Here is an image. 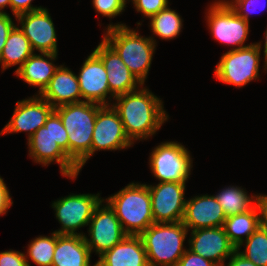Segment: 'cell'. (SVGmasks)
Listing matches in <instances>:
<instances>
[{
  "instance_id": "obj_41",
  "label": "cell",
  "mask_w": 267,
  "mask_h": 266,
  "mask_svg": "<svg viewBox=\"0 0 267 266\" xmlns=\"http://www.w3.org/2000/svg\"><path fill=\"white\" fill-rule=\"evenodd\" d=\"M7 5L10 7V0H0V13H4L2 9L5 8Z\"/></svg>"
},
{
  "instance_id": "obj_12",
  "label": "cell",
  "mask_w": 267,
  "mask_h": 266,
  "mask_svg": "<svg viewBox=\"0 0 267 266\" xmlns=\"http://www.w3.org/2000/svg\"><path fill=\"white\" fill-rule=\"evenodd\" d=\"M186 183L159 182L147 185L151 196V208L154 223L182 222L186 199L184 191Z\"/></svg>"
},
{
  "instance_id": "obj_7",
  "label": "cell",
  "mask_w": 267,
  "mask_h": 266,
  "mask_svg": "<svg viewBox=\"0 0 267 266\" xmlns=\"http://www.w3.org/2000/svg\"><path fill=\"white\" fill-rule=\"evenodd\" d=\"M261 43L240 49H231L220 59L215 69L216 79L226 83L242 87L259 77V61Z\"/></svg>"
},
{
  "instance_id": "obj_25",
  "label": "cell",
  "mask_w": 267,
  "mask_h": 266,
  "mask_svg": "<svg viewBox=\"0 0 267 266\" xmlns=\"http://www.w3.org/2000/svg\"><path fill=\"white\" fill-rule=\"evenodd\" d=\"M34 53L30 41L22 30L15 25L10 31L2 52L0 53V63L3 71L10 66L19 64L16 71Z\"/></svg>"
},
{
  "instance_id": "obj_27",
  "label": "cell",
  "mask_w": 267,
  "mask_h": 266,
  "mask_svg": "<svg viewBox=\"0 0 267 266\" xmlns=\"http://www.w3.org/2000/svg\"><path fill=\"white\" fill-rule=\"evenodd\" d=\"M159 11L156 15L150 17V27L154 35L161 39H173L181 32L182 19L175 10L168 8Z\"/></svg>"
},
{
  "instance_id": "obj_5",
  "label": "cell",
  "mask_w": 267,
  "mask_h": 266,
  "mask_svg": "<svg viewBox=\"0 0 267 266\" xmlns=\"http://www.w3.org/2000/svg\"><path fill=\"white\" fill-rule=\"evenodd\" d=\"M106 200L127 235H140L154 223L151 196L146 184L130 183Z\"/></svg>"
},
{
  "instance_id": "obj_28",
  "label": "cell",
  "mask_w": 267,
  "mask_h": 266,
  "mask_svg": "<svg viewBox=\"0 0 267 266\" xmlns=\"http://www.w3.org/2000/svg\"><path fill=\"white\" fill-rule=\"evenodd\" d=\"M56 242V232L51 237H36L28 244L27 256L38 266H52Z\"/></svg>"
},
{
  "instance_id": "obj_30",
  "label": "cell",
  "mask_w": 267,
  "mask_h": 266,
  "mask_svg": "<svg viewBox=\"0 0 267 266\" xmlns=\"http://www.w3.org/2000/svg\"><path fill=\"white\" fill-rule=\"evenodd\" d=\"M127 0H93L95 10L103 16L114 18L125 10Z\"/></svg>"
},
{
  "instance_id": "obj_1",
  "label": "cell",
  "mask_w": 267,
  "mask_h": 266,
  "mask_svg": "<svg viewBox=\"0 0 267 266\" xmlns=\"http://www.w3.org/2000/svg\"><path fill=\"white\" fill-rule=\"evenodd\" d=\"M112 107L117 111L124 131L133 143L134 140L147 139L156 133L168 120L163 102L145 87L114 98Z\"/></svg>"
},
{
  "instance_id": "obj_15",
  "label": "cell",
  "mask_w": 267,
  "mask_h": 266,
  "mask_svg": "<svg viewBox=\"0 0 267 266\" xmlns=\"http://www.w3.org/2000/svg\"><path fill=\"white\" fill-rule=\"evenodd\" d=\"M20 29L30 41L33 51L58 53L55 27L46 8L16 16Z\"/></svg>"
},
{
  "instance_id": "obj_23",
  "label": "cell",
  "mask_w": 267,
  "mask_h": 266,
  "mask_svg": "<svg viewBox=\"0 0 267 266\" xmlns=\"http://www.w3.org/2000/svg\"><path fill=\"white\" fill-rule=\"evenodd\" d=\"M47 57V59H45ZM56 53H41L39 55L33 53L24 64L15 71L17 77L24 80L28 85L39 87L40 95L48 86L51 78L59 66H55L52 60H56ZM51 62H50V61Z\"/></svg>"
},
{
  "instance_id": "obj_35",
  "label": "cell",
  "mask_w": 267,
  "mask_h": 266,
  "mask_svg": "<svg viewBox=\"0 0 267 266\" xmlns=\"http://www.w3.org/2000/svg\"><path fill=\"white\" fill-rule=\"evenodd\" d=\"M14 26L15 24L9 14L6 12L0 13V53L2 52L8 35Z\"/></svg>"
},
{
  "instance_id": "obj_24",
  "label": "cell",
  "mask_w": 267,
  "mask_h": 266,
  "mask_svg": "<svg viewBox=\"0 0 267 266\" xmlns=\"http://www.w3.org/2000/svg\"><path fill=\"white\" fill-rule=\"evenodd\" d=\"M259 227V211L256 205L248 212L226 217L223 225L226 235L237 250L244 243L242 236L245 235L247 240Z\"/></svg>"
},
{
  "instance_id": "obj_14",
  "label": "cell",
  "mask_w": 267,
  "mask_h": 266,
  "mask_svg": "<svg viewBox=\"0 0 267 266\" xmlns=\"http://www.w3.org/2000/svg\"><path fill=\"white\" fill-rule=\"evenodd\" d=\"M33 96L16 102L13 116L0 132L1 134L28 132L27 140L47 121L55 108L41 96Z\"/></svg>"
},
{
  "instance_id": "obj_32",
  "label": "cell",
  "mask_w": 267,
  "mask_h": 266,
  "mask_svg": "<svg viewBox=\"0 0 267 266\" xmlns=\"http://www.w3.org/2000/svg\"><path fill=\"white\" fill-rule=\"evenodd\" d=\"M137 12L145 17H152L168 6V0H132Z\"/></svg>"
},
{
  "instance_id": "obj_26",
  "label": "cell",
  "mask_w": 267,
  "mask_h": 266,
  "mask_svg": "<svg viewBox=\"0 0 267 266\" xmlns=\"http://www.w3.org/2000/svg\"><path fill=\"white\" fill-rule=\"evenodd\" d=\"M226 217L248 212L256 205V196H248L241 187L230 186L215 195Z\"/></svg>"
},
{
  "instance_id": "obj_20",
  "label": "cell",
  "mask_w": 267,
  "mask_h": 266,
  "mask_svg": "<svg viewBox=\"0 0 267 266\" xmlns=\"http://www.w3.org/2000/svg\"><path fill=\"white\" fill-rule=\"evenodd\" d=\"M96 266H149L139 235H126L118 244L105 251Z\"/></svg>"
},
{
  "instance_id": "obj_10",
  "label": "cell",
  "mask_w": 267,
  "mask_h": 266,
  "mask_svg": "<svg viewBox=\"0 0 267 266\" xmlns=\"http://www.w3.org/2000/svg\"><path fill=\"white\" fill-rule=\"evenodd\" d=\"M98 194H74L61 198L52 203L56 211L55 215L62 227L58 231H54L58 234L67 235H83L82 233L75 232L77 229L83 226L89 225L88 223L93 216L95 208L100 202H104L105 199L99 198Z\"/></svg>"
},
{
  "instance_id": "obj_38",
  "label": "cell",
  "mask_w": 267,
  "mask_h": 266,
  "mask_svg": "<svg viewBox=\"0 0 267 266\" xmlns=\"http://www.w3.org/2000/svg\"><path fill=\"white\" fill-rule=\"evenodd\" d=\"M256 206L259 211L260 226L267 228V195H256Z\"/></svg>"
},
{
  "instance_id": "obj_21",
  "label": "cell",
  "mask_w": 267,
  "mask_h": 266,
  "mask_svg": "<svg viewBox=\"0 0 267 266\" xmlns=\"http://www.w3.org/2000/svg\"><path fill=\"white\" fill-rule=\"evenodd\" d=\"M54 108L79 103L82 98L78 77L70 69L60 65L51 78L48 86L40 94Z\"/></svg>"
},
{
  "instance_id": "obj_17",
  "label": "cell",
  "mask_w": 267,
  "mask_h": 266,
  "mask_svg": "<svg viewBox=\"0 0 267 266\" xmlns=\"http://www.w3.org/2000/svg\"><path fill=\"white\" fill-rule=\"evenodd\" d=\"M94 52L101 58L106 69L110 97L115 98L139 89L138 86L142 84L131 73L120 56L104 40L99 43Z\"/></svg>"
},
{
  "instance_id": "obj_11",
  "label": "cell",
  "mask_w": 267,
  "mask_h": 266,
  "mask_svg": "<svg viewBox=\"0 0 267 266\" xmlns=\"http://www.w3.org/2000/svg\"><path fill=\"white\" fill-rule=\"evenodd\" d=\"M101 206L102 202L95 208L93 216L88 223L90 224L88 232L91 239L84 235L90 252L92 253L94 250L99 256L110 250L127 235L110 205L106 203L102 208Z\"/></svg>"
},
{
  "instance_id": "obj_2",
  "label": "cell",
  "mask_w": 267,
  "mask_h": 266,
  "mask_svg": "<svg viewBox=\"0 0 267 266\" xmlns=\"http://www.w3.org/2000/svg\"><path fill=\"white\" fill-rule=\"evenodd\" d=\"M28 147L29 156L34 162L48 166L55 161L60 165L63 176L75 179L80 172L68 156V133L55 111L47 118L44 126L28 139Z\"/></svg>"
},
{
  "instance_id": "obj_39",
  "label": "cell",
  "mask_w": 267,
  "mask_h": 266,
  "mask_svg": "<svg viewBox=\"0 0 267 266\" xmlns=\"http://www.w3.org/2000/svg\"><path fill=\"white\" fill-rule=\"evenodd\" d=\"M229 263L226 266H256L252 261L246 259L243 255L236 250L229 259Z\"/></svg>"
},
{
  "instance_id": "obj_6",
  "label": "cell",
  "mask_w": 267,
  "mask_h": 266,
  "mask_svg": "<svg viewBox=\"0 0 267 266\" xmlns=\"http://www.w3.org/2000/svg\"><path fill=\"white\" fill-rule=\"evenodd\" d=\"M189 230L183 222L153 223L139 236L149 266H177L186 249L183 243Z\"/></svg>"
},
{
  "instance_id": "obj_31",
  "label": "cell",
  "mask_w": 267,
  "mask_h": 266,
  "mask_svg": "<svg viewBox=\"0 0 267 266\" xmlns=\"http://www.w3.org/2000/svg\"><path fill=\"white\" fill-rule=\"evenodd\" d=\"M231 9L245 21L249 22V14L250 12L253 13L257 9L256 7L260 4L261 0H232V1H225ZM266 1L259 6L262 8L266 7ZM260 7V8H261ZM256 9V10H255Z\"/></svg>"
},
{
  "instance_id": "obj_36",
  "label": "cell",
  "mask_w": 267,
  "mask_h": 266,
  "mask_svg": "<svg viewBox=\"0 0 267 266\" xmlns=\"http://www.w3.org/2000/svg\"><path fill=\"white\" fill-rule=\"evenodd\" d=\"M31 1L32 0H10V8L15 17L23 13L44 9L41 6L33 7Z\"/></svg>"
},
{
  "instance_id": "obj_18",
  "label": "cell",
  "mask_w": 267,
  "mask_h": 266,
  "mask_svg": "<svg viewBox=\"0 0 267 266\" xmlns=\"http://www.w3.org/2000/svg\"><path fill=\"white\" fill-rule=\"evenodd\" d=\"M77 77L82 98L86 99V102L112 105L106 102L107 94H110L106 69L94 51L83 63Z\"/></svg>"
},
{
  "instance_id": "obj_16",
  "label": "cell",
  "mask_w": 267,
  "mask_h": 266,
  "mask_svg": "<svg viewBox=\"0 0 267 266\" xmlns=\"http://www.w3.org/2000/svg\"><path fill=\"white\" fill-rule=\"evenodd\" d=\"M191 235L188 250L211 260L218 266H224L225 260L237 250L230 242L223 226L192 230Z\"/></svg>"
},
{
  "instance_id": "obj_13",
  "label": "cell",
  "mask_w": 267,
  "mask_h": 266,
  "mask_svg": "<svg viewBox=\"0 0 267 266\" xmlns=\"http://www.w3.org/2000/svg\"><path fill=\"white\" fill-rule=\"evenodd\" d=\"M123 123L111 105H103L97 112L91 142V156L97 150H120L130 147Z\"/></svg>"
},
{
  "instance_id": "obj_19",
  "label": "cell",
  "mask_w": 267,
  "mask_h": 266,
  "mask_svg": "<svg viewBox=\"0 0 267 266\" xmlns=\"http://www.w3.org/2000/svg\"><path fill=\"white\" fill-rule=\"evenodd\" d=\"M226 215L215 195L196 196L186 200L183 224L192 230L222 227Z\"/></svg>"
},
{
  "instance_id": "obj_22",
  "label": "cell",
  "mask_w": 267,
  "mask_h": 266,
  "mask_svg": "<svg viewBox=\"0 0 267 266\" xmlns=\"http://www.w3.org/2000/svg\"><path fill=\"white\" fill-rule=\"evenodd\" d=\"M90 257L91 252L83 235L57 233L52 266H90Z\"/></svg>"
},
{
  "instance_id": "obj_8",
  "label": "cell",
  "mask_w": 267,
  "mask_h": 266,
  "mask_svg": "<svg viewBox=\"0 0 267 266\" xmlns=\"http://www.w3.org/2000/svg\"><path fill=\"white\" fill-rule=\"evenodd\" d=\"M149 165L160 182L186 183L192 159L189 151L177 142H164L153 149Z\"/></svg>"
},
{
  "instance_id": "obj_3",
  "label": "cell",
  "mask_w": 267,
  "mask_h": 266,
  "mask_svg": "<svg viewBox=\"0 0 267 266\" xmlns=\"http://www.w3.org/2000/svg\"><path fill=\"white\" fill-rule=\"evenodd\" d=\"M103 105L79 102L55 108L68 133V156L79 170L91 156V142L98 110Z\"/></svg>"
},
{
  "instance_id": "obj_29",
  "label": "cell",
  "mask_w": 267,
  "mask_h": 266,
  "mask_svg": "<svg viewBox=\"0 0 267 266\" xmlns=\"http://www.w3.org/2000/svg\"><path fill=\"white\" fill-rule=\"evenodd\" d=\"M244 241L245 251L239 253L256 266H267V228L260 226Z\"/></svg>"
},
{
  "instance_id": "obj_40",
  "label": "cell",
  "mask_w": 267,
  "mask_h": 266,
  "mask_svg": "<svg viewBox=\"0 0 267 266\" xmlns=\"http://www.w3.org/2000/svg\"><path fill=\"white\" fill-rule=\"evenodd\" d=\"M264 58H265V65H264V70H267V29L265 32V43H264Z\"/></svg>"
},
{
  "instance_id": "obj_34",
  "label": "cell",
  "mask_w": 267,
  "mask_h": 266,
  "mask_svg": "<svg viewBox=\"0 0 267 266\" xmlns=\"http://www.w3.org/2000/svg\"><path fill=\"white\" fill-rule=\"evenodd\" d=\"M177 266H218L211 260L205 259L190 250H186L184 255L179 259Z\"/></svg>"
},
{
  "instance_id": "obj_37",
  "label": "cell",
  "mask_w": 267,
  "mask_h": 266,
  "mask_svg": "<svg viewBox=\"0 0 267 266\" xmlns=\"http://www.w3.org/2000/svg\"><path fill=\"white\" fill-rule=\"evenodd\" d=\"M11 199L9 190L4 183L3 178L0 177V215L7 213V210L13 204Z\"/></svg>"
},
{
  "instance_id": "obj_9",
  "label": "cell",
  "mask_w": 267,
  "mask_h": 266,
  "mask_svg": "<svg viewBox=\"0 0 267 266\" xmlns=\"http://www.w3.org/2000/svg\"><path fill=\"white\" fill-rule=\"evenodd\" d=\"M207 19L212 36L217 41L236 46L233 50L252 45H243L249 34V22L238 16L225 0L209 7Z\"/></svg>"
},
{
  "instance_id": "obj_33",
  "label": "cell",
  "mask_w": 267,
  "mask_h": 266,
  "mask_svg": "<svg viewBox=\"0 0 267 266\" xmlns=\"http://www.w3.org/2000/svg\"><path fill=\"white\" fill-rule=\"evenodd\" d=\"M0 266H30L28 257L19 251L0 252Z\"/></svg>"
},
{
  "instance_id": "obj_4",
  "label": "cell",
  "mask_w": 267,
  "mask_h": 266,
  "mask_svg": "<svg viewBox=\"0 0 267 266\" xmlns=\"http://www.w3.org/2000/svg\"><path fill=\"white\" fill-rule=\"evenodd\" d=\"M106 30L103 40L120 56L143 86L151 66L156 41L153 37L140 36L136 30L129 29L124 24H109Z\"/></svg>"
}]
</instances>
